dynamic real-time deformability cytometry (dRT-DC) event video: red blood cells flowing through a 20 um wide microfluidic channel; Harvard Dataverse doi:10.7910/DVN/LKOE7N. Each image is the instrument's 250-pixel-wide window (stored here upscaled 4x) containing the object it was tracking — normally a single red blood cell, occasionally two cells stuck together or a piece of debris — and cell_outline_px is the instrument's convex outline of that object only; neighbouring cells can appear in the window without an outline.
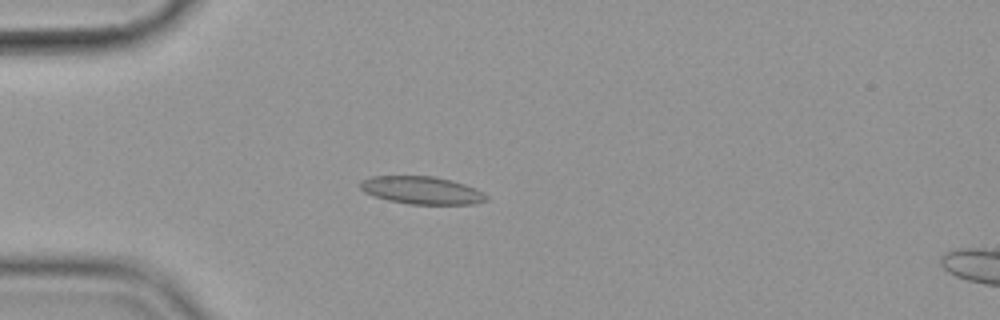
{"species": "common noctule bat (a hibernating species)", "species_latin": "Nyctalus noctula", "temperature_condition": "cold", "stored_images_in_passage": 37, "camera_frame_rate_fps": 3000, "um_per_image_px": 0.085, "animal": {"sex": "female", "body_mass_g": 19.9}, "frame": {"image": 1, "passage_image": 8, "time_ms": 2.333, "image_size_px": [1000, 320], "cell_outline_px": [[488, 200], [472, 204], [408, 204], [388, 200], [372, 196], [364, 192], [360, 188], [360, 180], [372, 176], [432, 176], [452, 180], [476, 188], [488, 196]], "centroid_in_image_um": [35.83, 16.17], "position_along_channel_um": 49.2, "area_um2": 20.46}}
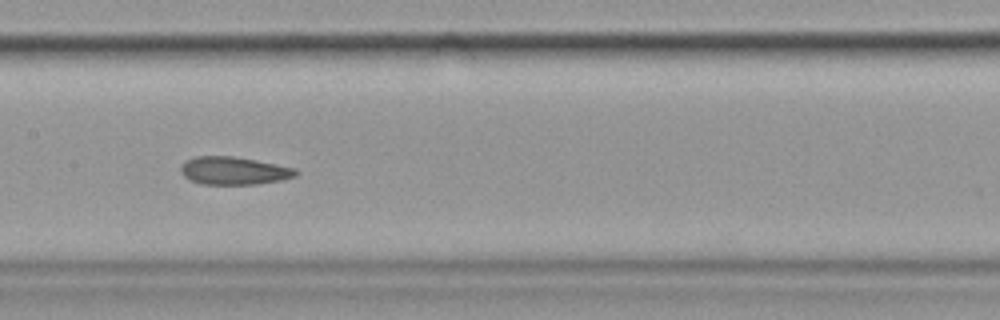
{"frame": {"image": 2, "passage_image": 21, "time_ms": 6.667, "image_size_px": [1000, 320], "cell_outline_px": [[296, 176], [280, 180], [256, 184], [200, 184], [188, 180], [180, 172], [180, 164], [196, 156], [232, 156], [256, 160], [296, 168]], "centroid_in_image_um": [19.83, 14.51], "position_along_channel_um": 187.6, "area_um2": 18.67}}
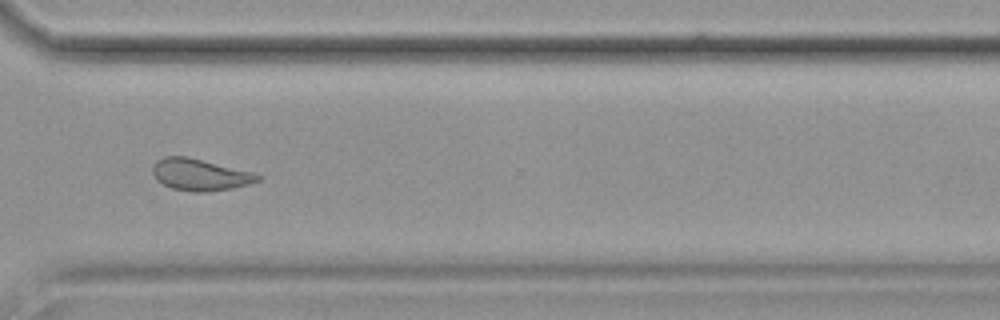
{"frame": {"image": 3, "passage_image": 35, "time_ms": 11.333, "image_size_px": [1000, 320], "cell_outline_px": [[260, 180], [248, 184], [232, 188], [208, 192], [192, 192], [172, 188], [156, 180], [152, 172], [152, 168], [156, 160], [164, 156], [188, 156], [252, 172], [260, 176]], "centroid_in_image_um": [16.96, 14.84], "position_along_channel_um": 353.6, "area_um2": 19.42}, "authors_computed_cell_mechanics": {"area_um2": 19.4208, "velocity_mm_per_s": 3.5516, "shape_relaxation_time_tau1_ms": null, "shape_relaxation_time_tau2_ms": 2.3876, "deformation_change_tau1": null, "deformation_change_tau2": 0.0771}}